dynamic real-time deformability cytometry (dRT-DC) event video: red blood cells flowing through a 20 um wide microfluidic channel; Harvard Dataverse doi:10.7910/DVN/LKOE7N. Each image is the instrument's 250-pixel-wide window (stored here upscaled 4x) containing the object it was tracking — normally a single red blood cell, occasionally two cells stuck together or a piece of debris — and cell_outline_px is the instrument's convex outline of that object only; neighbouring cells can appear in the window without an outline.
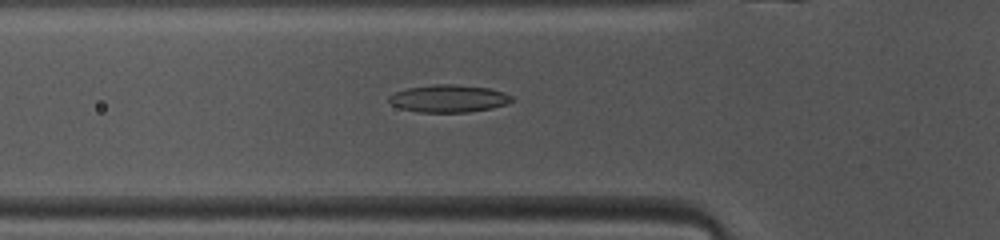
{"species": "common noctule bat (a hibernating species)", "species_latin": "Nyctalus noctula", "temperature_condition": "warm", "stored_images_in_passage": 37, "camera_frame_rate_fps": 3000, "um_per_image_px": 0.085, "animal": {"sex": "female", "body_mass_g": 10.0, "forearm_length_mm": 53.1}, "frame": {"image": 1, "passage_image": 4, "time_ms": 1.0, "image_size_px": [1000, 240], "cell_outline_px": [[516, 100], [508, 104], [492, 108], [468, 112], [420, 112], [400, 108], [392, 104], [388, 100], [388, 96], [396, 92], [408, 88], [436, 84], [456, 84], [488, 88], [504, 92], [512, 96]], "centroid_in_image_um": [38.19, 8.37], "position_along_channel_um": 87.6, "area_um2": 19.71}}
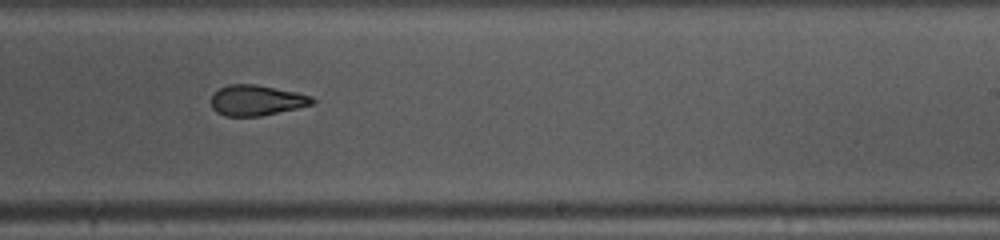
{"frame": {"image": 2, "passage_image": 17, "time_ms": 5.333, "image_size_px": [1000, 240], "cell_outline_px": [[316, 100], [312, 104], [296, 108], [260, 116], [224, 116], [216, 112], [212, 108], [212, 92], [228, 84], [256, 84], [296, 92], [312, 96]], "centroid_in_image_um": [21.77, 8.52], "position_along_channel_um": 267.2, "area_um2": 17.98}}
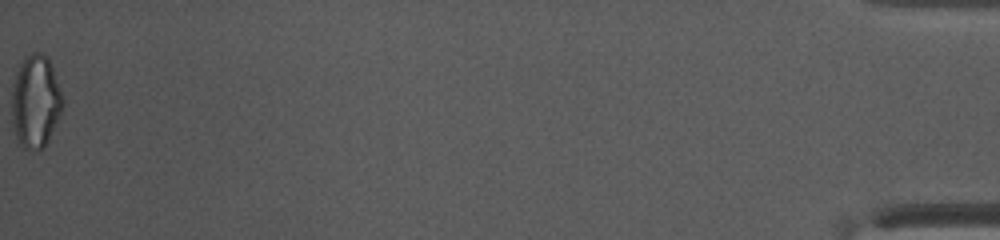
{"frame": {"image": 3, "passage_image": 37, "time_ms": 12.0, "image_size_px": [1000, 240], "cell_outline_px": [[64, 104], [48, 140], [44, 148], [24, 148], [20, 144], [16, 136], [12, 124], [12, 84], [16, 72], [24, 56], [32, 52], [40, 52], [48, 56], [64, 100]], "centroid_in_image_um": [3.01, 8.57], "position_along_channel_um": 432.2, "area_um2": 27.46}, "authors_computed_cell_mechanics": {"area_um2": 19.2474, "velocity_mm_per_s": 4.1169, "shape_relaxation_time_tau1_ms": 3.8113, "shape_relaxation_time_tau2_ms": 2.824, "deformation_change_tau1": 0.1631, "deformation_change_tau2": 0.1189}}